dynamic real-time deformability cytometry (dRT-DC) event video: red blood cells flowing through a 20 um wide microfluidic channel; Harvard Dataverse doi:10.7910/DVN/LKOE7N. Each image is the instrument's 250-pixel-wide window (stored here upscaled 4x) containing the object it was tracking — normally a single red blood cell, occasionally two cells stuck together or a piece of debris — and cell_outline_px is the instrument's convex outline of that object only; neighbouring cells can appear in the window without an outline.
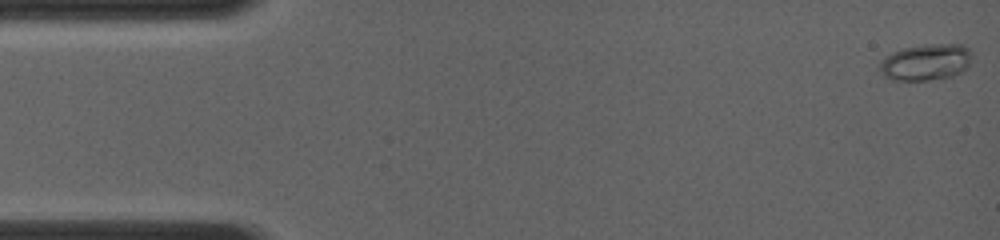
{"species": "common noctule bat (a hibernating species)", "species_latin": "Nyctalus noctula", "temperature_condition": "room temperature", "stored_images_in_passage": 27, "camera_frame_rate_fps": 4000, "um_per_image_px": 0.085, "animal": {"sex": "female", "body_mass_g": 19.0, "forearm_length_mm": 56.7}, "frame": {"image": 1, "passage_image": 1, "time_ms": 0.0, "image_size_px": [1000, 240], "cell_outline_px": [[972, 52], [968, 68], [952, 76], [928, 80], [892, 80], [884, 76], [876, 68], [880, 60], [892, 52], [904, 48], [924, 44], [964, 44]], "centroid_in_image_um": [78.67, 5.28], "position_along_channel_um": 6.3, "area_um2": 19.88}}
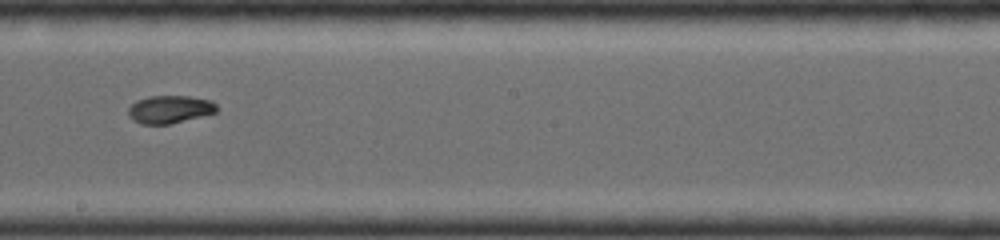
{"frame": {"image": 2, "passage_image": 15, "time_ms": 8.0, "image_size_px": [1000, 240], "cell_outline_px": [[216, 112], [168, 124], [140, 124], [132, 120], [128, 116], [128, 108], [136, 100], [148, 96], [188, 96], [212, 100], [216, 104]], "centroid_in_image_um": [14.38, 9.28], "position_along_channel_um": 233.8, "area_um2": 14.28}}
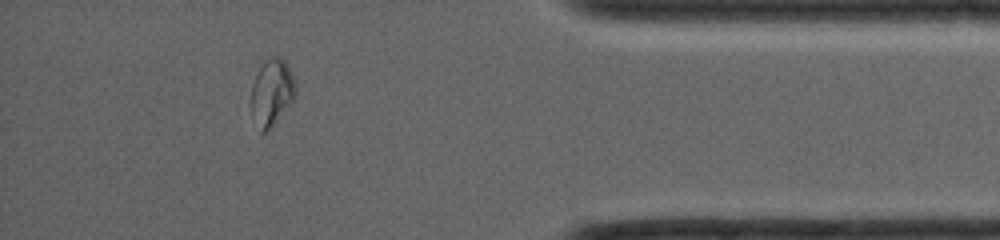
{"frame": {"image": 3, "passage_image": 24, "time_ms": 12.5, "image_size_px": [1000, 240], "cell_outline_px": [[296, 92], [292, 100], [272, 128], [264, 132], [260, 132], [252, 108], [252, 84], [260, 68], [272, 56], [276, 56], [284, 60], [288, 64], [296, 88]], "centroid_in_image_um": [23.12, 7.86], "position_along_channel_um": 412.1, "area_um2": 16.59}}